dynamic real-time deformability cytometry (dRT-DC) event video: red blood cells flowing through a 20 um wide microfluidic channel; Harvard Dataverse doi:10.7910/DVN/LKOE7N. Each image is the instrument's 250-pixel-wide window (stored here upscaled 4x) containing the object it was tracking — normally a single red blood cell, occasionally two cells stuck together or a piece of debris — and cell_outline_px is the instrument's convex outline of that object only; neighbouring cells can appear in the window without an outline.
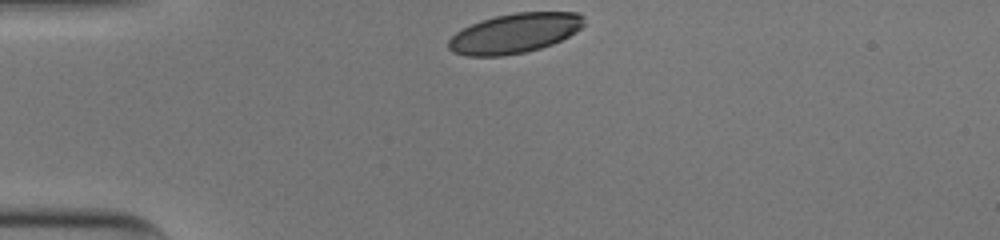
{"species": "human", "species_latin": "Homo sapiens", "temperature_condition": "cold", "stored_images_in_passage": 30, "camera_frame_rate_fps": 3000, "um_per_image_px": 0.085, "donor": {"sex": "male"}, "frame": {"image": 1, "passage_image": 1, "time_ms": 0.0, "image_size_px": [1000, 240], "cell_outline_px": [[584, 24], [580, 28], [568, 36], [552, 44], [540, 48], [524, 52], [504, 56], [468, 56], [452, 52], [448, 48], [448, 40], [456, 32], [472, 24], [496, 16], [516, 12], [576, 12], [584, 16]], "centroid_in_image_um": [43.74, 2.83], "position_along_channel_um": 41.3, "area_um2": 31.15}}
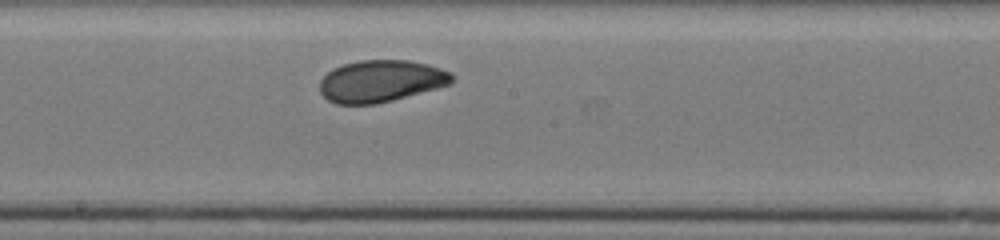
{"frame": {"image": 2, "passage_image": 17, "time_ms": 5.333, "image_size_px": [1000, 240], "cell_outline_px": [[452, 80], [448, 84], [436, 88], [392, 100], [376, 104], [336, 104], [328, 100], [320, 92], [320, 80], [332, 68], [344, 64], [360, 60], [408, 60], [428, 64], [452, 72]], "centroid_in_image_um": [32.34, 6.89], "position_along_channel_um": 215.9, "area_um2": 32.14}}
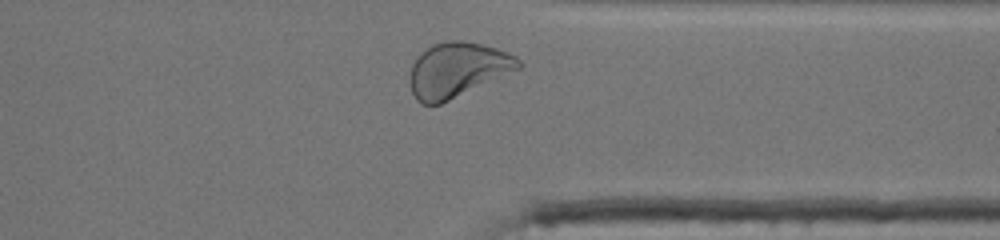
{"frame": {"image": 3, "passage_image": 29, "time_ms": 9.333, "image_size_px": [1000, 240], "cell_outline_px": [[520, 68], [440, 104], [420, 104], [416, 100], [408, 84], [408, 76], [412, 64], [420, 52], [432, 44], [444, 40], [464, 40], [496, 48], [508, 52], [516, 56], [520, 60]], "centroid_in_image_um": [38.81, 5.92], "position_along_channel_um": 372.6, "area_um2": 34.74}, "authors_computed_cell_mechanics": {"area_um2": 32.5125, "velocity_mm_per_s": 3.9366, "shape_relaxation_time_tau1_ms": 2.5929, "shape_relaxation_time_tau2_ms": 3.1114, "deformation_change_tau1": 0.1107, "deformation_change_tau2": 0.0729}}